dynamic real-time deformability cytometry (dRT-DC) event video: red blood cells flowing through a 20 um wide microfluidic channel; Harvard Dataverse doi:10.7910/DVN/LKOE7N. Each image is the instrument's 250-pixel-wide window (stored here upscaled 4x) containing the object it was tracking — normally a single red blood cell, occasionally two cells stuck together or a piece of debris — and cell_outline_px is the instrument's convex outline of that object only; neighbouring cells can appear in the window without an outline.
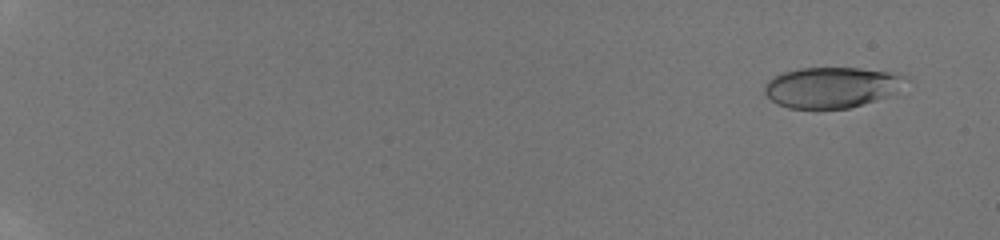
{"species": "human", "species_latin": "Homo sapiens", "temperature_condition": "room temperature", "stored_images_in_passage": 52, "camera_frame_rate_fps": 3000, "um_per_image_px": 0.085, "donor": {"sex": "male"}, "frame": {"image": 1, "passage_image": 3, "time_ms": 1.333, "image_size_px": [1000, 240], "cell_outline_px": [[908, 80], [884, 96], [876, 100], [848, 108], [788, 108], [776, 104], [764, 92], [764, 84], [768, 80], [784, 72], [800, 68], [860, 68], [888, 72], [904, 76]], "centroid_in_image_um": [70.59, 7.42], "position_along_channel_um": 14.4, "area_um2": 32.77}}
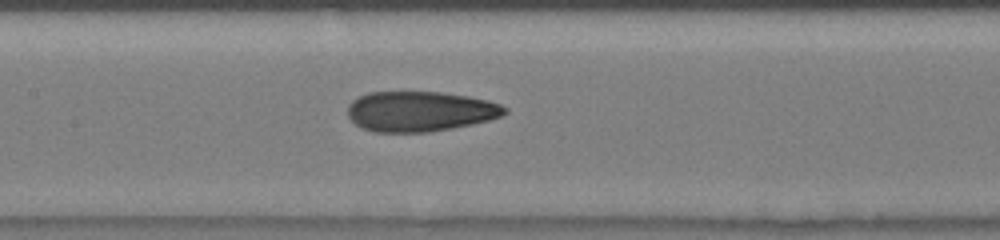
{"frame": {"image": 2, "passage_image": 28, "time_ms": 10.667, "image_size_px": [1000, 240], "cell_outline_px": [[508, 112], [500, 116], [488, 120], [472, 124], [452, 128], [428, 132], [376, 132], [360, 128], [348, 116], [348, 104], [352, 100], [368, 92], [444, 92], [468, 96], [488, 100], [500, 104], [508, 108]], "centroid_in_image_um": [35.7, 9.46], "position_along_channel_um": 171.7, "area_um2": 36.88}}
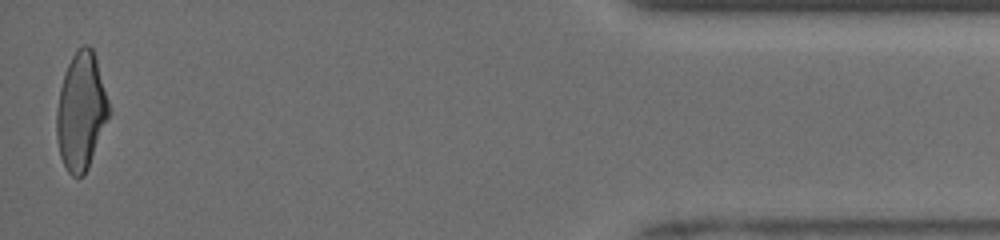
{"frame": {"image": 3, "passage_image": 52, "time_ms": 18.667, "image_size_px": [1000, 240], "cell_outline_px": [[112, 112], [88, 168], [84, 176], [72, 176], [68, 172], [60, 156], [56, 136], [56, 108], [60, 88], [64, 72], [76, 48], [84, 44], [88, 44], [92, 48], [96, 60]], "centroid_in_image_um": [6.9, 9.47], "position_along_channel_um": 428.3, "area_um2": 36.13}, "authors_computed_cell_mechanics": {"area_um2": 36.0672, "velocity_mm_per_s": 3.9697, "shape_relaxation_time_tau1_ms": 4.7503, "shape_relaxation_time_tau2_ms": 1.1943, "deformation_change_tau1": 0.1793, "deformation_change_tau2": 0.0782}}